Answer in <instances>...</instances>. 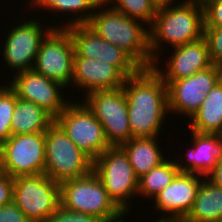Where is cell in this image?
I'll return each mask as SVG.
<instances>
[{"label":"cell","instance_id":"cb8c5ba5","mask_svg":"<svg viewBox=\"0 0 222 222\" xmlns=\"http://www.w3.org/2000/svg\"><path fill=\"white\" fill-rule=\"evenodd\" d=\"M102 0H30L28 4H31L30 7L33 10L36 8L49 10L52 13H61L60 15L71 14L75 15L67 18L68 22L59 23V27H67L74 24H86L90 21L92 14L94 13L97 5ZM68 12V13H66ZM71 19V20H69Z\"/></svg>","mask_w":222,"mask_h":222},{"label":"cell","instance_id":"f546056e","mask_svg":"<svg viewBox=\"0 0 222 222\" xmlns=\"http://www.w3.org/2000/svg\"><path fill=\"white\" fill-rule=\"evenodd\" d=\"M204 27L222 28V0H210L203 5Z\"/></svg>","mask_w":222,"mask_h":222},{"label":"cell","instance_id":"7a4b0ae2","mask_svg":"<svg viewBox=\"0 0 222 222\" xmlns=\"http://www.w3.org/2000/svg\"><path fill=\"white\" fill-rule=\"evenodd\" d=\"M87 24L101 38L118 46L141 69L152 68L154 62L149 48L148 26L144 27L142 22L131 19L103 0L97 5Z\"/></svg>","mask_w":222,"mask_h":222},{"label":"cell","instance_id":"4dcf8cb0","mask_svg":"<svg viewBox=\"0 0 222 222\" xmlns=\"http://www.w3.org/2000/svg\"><path fill=\"white\" fill-rule=\"evenodd\" d=\"M0 222H31L24 212L12 201L0 206Z\"/></svg>","mask_w":222,"mask_h":222},{"label":"cell","instance_id":"8fae6325","mask_svg":"<svg viewBox=\"0 0 222 222\" xmlns=\"http://www.w3.org/2000/svg\"><path fill=\"white\" fill-rule=\"evenodd\" d=\"M13 202L31 222H45L60 206V183L46 174L14 178Z\"/></svg>","mask_w":222,"mask_h":222},{"label":"cell","instance_id":"4fadbf2b","mask_svg":"<svg viewBox=\"0 0 222 222\" xmlns=\"http://www.w3.org/2000/svg\"><path fill=\"white\" fill-rule=\"evenodd\" d=\"M221 79L222 67L213 64L188 78L164 82L168 91L169 114H183L189 120L205 100L206 94Z\"/></svg>","mask_w":222,"mask_h":222},{"label":"cell","instance_id":"e575fe53","mask_svg":"<svg viewBox=\"0 0 222 222\" xmlns=\"http://www.w3.org/2000/svg\"><path fill=\"white\" fill-rule=\"evenodd\" d=\"M208 1H210V0H183V1L180 0V2L194 3V4H199V5H202V6H203L206 2H208Z\"/></svg>","mask_w":222,"mask_h":222},{"label":"cell","instance_id":"277c9868","mask_svg":"<svg viewBox=\"0 0 222 222\" xmlns=\"http://www.w3.org/2000/svg\"><path fill=\"white\" fill-rule=\"evenodd\" d=\"M60 203L69 210L98 218L101 222H126V214L109 197L99 177L90 174L60 183Z\"/></svg>","mask_w":222,"mask_h":222},{"label":"cell","instance_id":"d6a6232c","mask_svg":"<svg viewBox=\"0 0 222 222\" xmlns=\"http://www.w3.org/2000/svg\"><path fill=\"white\" fill-rule=\"evenodd\" d=\"M213 185L222 189V157L213 170L205 177Z\"/></svg>","mask_w":222,"mask_h":222},{"label":"cell","instance_id":"3957f363","mask_svg":"<svg viewBox=\"0 0 222 222\" xmlns=\"http://www.w3.org/2000/svg\"><path fill=\"white\" fill-rule=\"evenodd\" d=\"M202 37H204L202 5L179 1L175 5L157 9L155 19L149 27V48L152 61L160 63V54L164 52L163 44L174 48Z\"/></svg>","mask_w":222,"mask_h":222},{"label":"cell","instance_id":"52a82bcc","mask_svg":"<svg viewBox=\"0 0 222 222\" xmlns=\"http://www.w3.org/2000/svg\"><path fill=\"white\" fill-rule=\"evenodd\" d=\"M77 102L71 101L55 118V122L70 140L94 161L111 146L101 122L82 100Z\"/></svg>","mask_w":222,"mask_h":222},{"label":"cell","instance_id":"2e32d148","mask_svg":"<svg viewBox=\"0 0 222 222\" xmlns=\"http://www.w3.org/2000/svg\"><path fill=\"white\" fill-rule=\"evenodd\" d=\"M198 174L179 173L154 198L155 212L163 213L157 222H182L192 210L202 178ZM156 222V221H155Z\"/></svg>","mask_w":222,"mask_h":222},{"label":"cell","instance_id":"1f68e13d","mask_svg":"<svg viewBox=\"0 0 222 222\" xmlns=\"http://www.w3.org/2000/svg\"><path fill=\"white\" fill-rule=\"evenodd\" d=\"M14 178L0 171V206L13 201Z\"/></svg>","mask_w":222,"mask_h":222},{"label":"cell","instance_id":"ba28073f","mask_svg":"<svg viewBox=\"0 0 222 222\" xmlns=\"http://www.w3.org/2000/svg\"><path fill=\"white\" fill-rule=\"evenodd\" d=\"M83 96L82 101L101 122L111 147H119L132 138L127 99L122 87L95 90Z\"/></svg>","mask_w":222,"mask_h":222},{"label":"cell","instance_id":"5bb4252c","mask_svg":"<svg viewBox=\"0 0 222 222\" xmlns=\"http://www.w3.org/2000/svg\"><path fill=\"white\" fill-rule=\"evenodd\" d=\"M73 40L74 56L102 60L116 66L126 77L134 76L141 68L118 46L101 38L87 23L65 27Z\"/></svg>","mask_w":222,"mask_h":222},{"label":"cell","instance_id":"9a60e30c","mask_svg":"<svg viewBox=\"0 0 222 222\" xmlns=\"http://www.w3.org/2000/svg\"><path fill=\"white\" fill-rule=\"evenodd\" d=\"M8 86L19 99L35 103L44 108L54 118L73 101L63 98L65 95L61 92L66 87L46 78L33 69L13 75Z\"/></svg>","mask_w":222,"mask_h":222},{"label":"cell","instance_id":"484cf974","mask_svg":"<svg viewBox=\"0 0 222 222\" xmlns=\"http://www.w3.org/2000/svg\"><path fill=\"white\" fill-rule=\"evenodd\" d=\"M110 7L122 12L131 19H136L145 26H151L157 9L150 0H103ZM113 4V5H112ZM112 5V6H111Z\"/></svg>","mask_w":222,"mask_h":222},{"label":"cell","instance_id":"44dd1931","mask_svg":"<svg viewBox=\"0 0 222 222\" xmlns=\"http://www.w3.org/2000/svg\"><path fill=\"white\" fill-rule=\"evenodd\" d=\"M187 124L188 130L196 133L222 135V79L206 94Z\"/></svg>","mask_w":222,"mask_h":222},{"label":"cell","instance_id":"9c48e42d","mask_svg":"<svg viewBox=\"0 0 222 222\" xmlns=\"http://www.w3.org/2000/svg\"><path fill=\"white\" fill-rule=\"evenodd\" d=\"M45 132L11 135L0 146V171L11 177L45 172Z\"/></svg>","mask_w":222,"mask_h":222},{"label":"cell","instance_id":"8992f818","mask_svg":"<svg viewBox=\"0 0 222 222\" xmlns=\"http://www.w3.org/2000/svg\"><path fill=\"white\" fill-rule=\"evenodd\" d=\"M93 172L99 177L109 197L126 214L130 200L138 195L139 178L136 176L127 154L119 147H110L93 161Z\"/></svg>","mask_w":222,"mask_h":222},{"label":"cell","instance_id":"603a6c76","mask_svg":"<svg viewBox=\"0 0 222 222\" xmlns=\"http://www.w3.org/2000/svg\"><path fill=\"white\" fill-rule=\"evenodd\" d=\"M222 220V189L203 178L192 210L182 222H217Z\"/></svg>","mask_w":222,"mask_h":222},{"label":"cell","instance_id":"7402d4cb","mask_svg":"<svg viewBox=\"0 0 222 222\" xmlns=\"http://www.w3.org/2000/svg\"><path fill=\"white\" fill-rule=\"evenodd\" d=\"M54 121L55 118L44 108L33 102L19 99L16 95L11 122L12 135L46 132Z\"/></svg>","mask_w":222,"mask_h":222},{"label":"cell","instance_id":"d6986e66","mask_svg":"<svg viewBox=\"0 0 222 222\" xmlns=\"http://www.w3.org/2000/svg\"><path fill=\"white\" fill-rule=\"evenodd\" d=\"M191 132L192 147H189L184 160L176 158L180 173H192L206 177L222 157V135ZM178 159V160H177ZM185 163V164H184Z\"/></svg>","mask_w":222,"mask_h":222},{"label":"cell","instance_id":"6da1fadb","mask_svg":"<svg viewBox=\"0 0 222 222\" xmlns=\"http://www.w3.org/2000/svg\"><path fill=\"white\" fill-rule=\"evenodd\" d=\"M128 107L132 138L159 137L169 115L168 91L153 68L127 77L122 86Z\"/></svg>","mask_w":222,"mask_h":222},{"label":"cell","instance_id":"e0dca14e","mask_svg":"<svg viewBox=\"0 0 222 222\" xmlns=\"http://www.w3.org/2000/svg\"><path fill=\"white\" fill-rule=\"evenodd\" d=\"M171 51L170 57H167L168 60L166 58V61H164L166 66L161 65L165 67L164 70L159 63H153L152 66L164 82H173L188 78L213 65L205 37L174 47Z\"/></svg>","mask_w":222,"mask_h":222},{"label":"cell","instance_id":"d4e9b609","mask_svg":"<svg viewBox=\"0 0 222 222\" xmlns=\"http://www.w3.org/2000/svg\"><path fill=\"white\" fill-rule=\"evenodd\" d=\"M180 173L175 159L165 160L159 166L153 168L148 173L139 178L138 195L146 197L143 199L153 198L169 185ZM141 195V196H140Z\"/></svg>","mask_w":222,"mask_h":222},{"label":"cell","instance_id":"4316f807","mask_svg":"<svg viewBox=\"0 0 222 222\" xmlns=\"http://www.w3.org/2000/svg\"><path fill=\"white\" fill-rule=\"evenodd\" d=\"M16 105V93L8 86L0 91V146L12 135L11 122Z\"/></svg>","mask_w":222,"mask_h":222},{"label":"cell","instance_id":"5b68a950","mask_svg":"<svg viewBox=\"0 0 222 222\" xmlns=\"http://www.w3.org/2000/svg\"><path fill=\"white\" fill-rule=\"evenodd\" d=\"M45 172L54 181L84 177L93 171V160L80 150L54 121L45 132Z\"/></svg>","mask_w":222,"mask_h":222},{"label":"cell","instance_id":"30bf717a","mask_svg":"<svg viewBox=\"0 0 222 222\" xmlns=\"http://www.w3.org/2000/svg\"><path fill=\"white\" fill-rule=\"evenodd\" d=\"M33 18L28 20L19 18L21 22L16 26L13 25L7 31L8 35H5V43H2L3 47L0 51L3 53L2 60L6 61H4L5 67L8 66L9 71L10 69L12 71L10 74L13 70L14 74H18L33 69L42 39L53 27H59L58 23L57 25L47 23V27L40 22L43 19Z\"/></svg>","mask_w":222,"mask_h":222},{"label":"cell","instance_id":"836d02e7","mask_svg":"<svg viewBox=\"0 0 222 222\" xmlns=\"http://www.w3.org/2000/svg\"><path fill=\"white\" fill-rule=\"evenodd\" d=\"M151 3L156 7V9L169 7L170 5L176 4L180 0H150Z\"/></svg>","mask_w":222,"mask_h":222},{"label":"cell","instance_id":"7c38bea8","mask_svg":"<svg viewBox=\"0 0 222 222\" xmlns=\"http://www.w3.org/2000/svg\"><path fill=\"white\" fill-rule=\"evenodd\" d=\"M74 54L69 31L65 27H53L41 41L33 70L69 89Z\"/></svg>","mask_w":222,"mask_h":222},{"label":"cell","instance_id":"d590c367","mask_svg":"<svg viewBox=\"0 0 222 222\" xmlns=\"http://www.w3.org/2000/svg\"><path fill=\"white\" fill-rule=\"evenodd\" d=\"M5 86H6L5 84H4V85L1 84V86H0V91H1Z\"/></svg>","mask_w":222,"mask_h":222},{"label":"cell","instance_id":"ffe728a7","mask_svg":"<svg viewBox=\"0 0 222 222\" xmlns=\"http://www.w3.org/2000/svg\"><path fill=\"white\" fill-rule=\"evenodd\" d=\"M159 137L131 138L120 147L127 154L138 178L159 166L169 157L163 155Z\"/></svg>","mask_w":222,"mask_h":222},{"label":"cell","instance_id":"ac0fdd59","mask_svg":"<svg viewBox=\"0 0 222 222\" xmlns=\"http://www.w3.org/2000/svg\"><path fill=\"white\" fill-rule=\"evenodd\" d=\"M126 76L114 65L102 60L74 56L71 86L88 94L95 90L121 88ZM84 89V90H82Z\"/></svg>","mask_w":222,"mask_h":222},{"label":"cell","instance_id":"f1b7e54d","mask_svg":"<svg viewBox=\"0 0 222 222\" xmlns=\"http://www.w3.org/2000/svg\"><path fill=\"white\" fill-rule=\"evenodd\" d=\"M45 222H101L98 218L76 212L60 206L47 218Z\"/></svg>","mask_w":222,"mask_h":222},{"label":"cell","instance_id":"83f0119b","mask_svg":"<svg viewBox=\"0 0 222 222\" xmlns=\"http://www.w3.org/2000/svg\"><path fill=\"white\" fill-rule=\"evenodd\" d=\"M204 37L209 47L212 64L222 67V28L204 27Z\"/></svg>","mask_w":222,"mask_h":222}]
</instances>
